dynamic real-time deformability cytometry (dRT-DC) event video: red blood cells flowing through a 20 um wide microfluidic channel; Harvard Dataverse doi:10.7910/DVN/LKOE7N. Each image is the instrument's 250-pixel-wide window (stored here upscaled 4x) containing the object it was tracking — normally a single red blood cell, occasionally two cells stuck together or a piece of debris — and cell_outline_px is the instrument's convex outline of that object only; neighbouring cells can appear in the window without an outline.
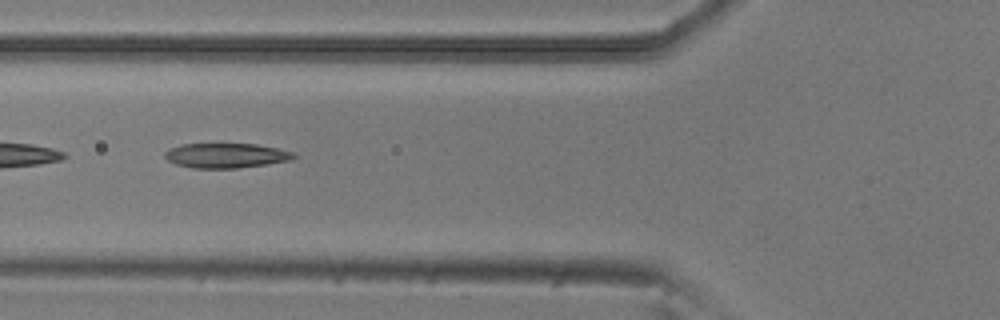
{"species": "common noctule bat (a hibernating species)", "species_latin": "Nyctalus noctula", "temperature_condition": "room temperature", "stored_images_in_passage": 9, "camera_frame_rate_fps": 3000, "um_per_image_px": 0.085, "animal": {"sex": "male", "body_mass_g": 20.5, "forearm_length_mm": 52.5}, "frame": {"image": 1, "passage_image": 6, "time_ms": 1.667, "image_size_px": [1000, 320], "cell_outline_px": [[296, 156], [292, 160], [236, 168], [192, 168], [176, 164], [168, 160], [164, 156], [164, 152], [168, 148], [180, 144], [256, 144], [276, 148], [292, 152]], "centroid_in_image_um": [19.16, 13.21], "position_along_channel_um": 106.6, "area_um2": 18.5}}
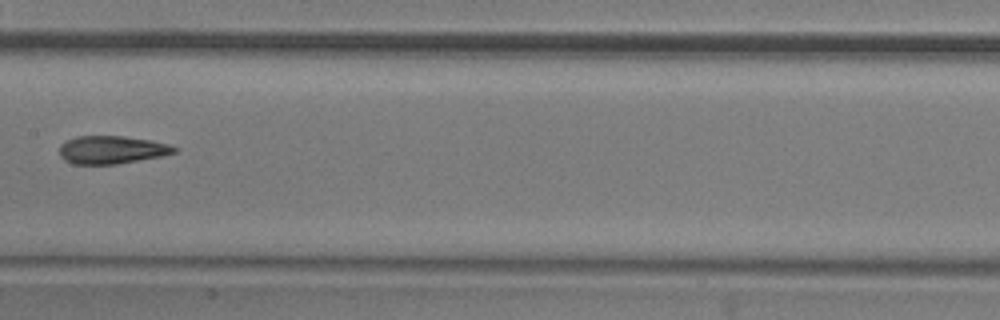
{"frame": {"image": 2, "passage_image": 8, "time_ms": 2.333, "image_size_px": [1000, 320], "cell_outline_px": [[176, 152], [160, 156], [116, 164], [72, 164], [64, 160], [60, 156], [60, 144], [76, 136], [124, 136], [152, 140], [168, 144], [176, 148]], "centroid_in_image_um": [9.46, 12.73], "position_along_channel_um": 197.9, "area_um2": 18.61}}
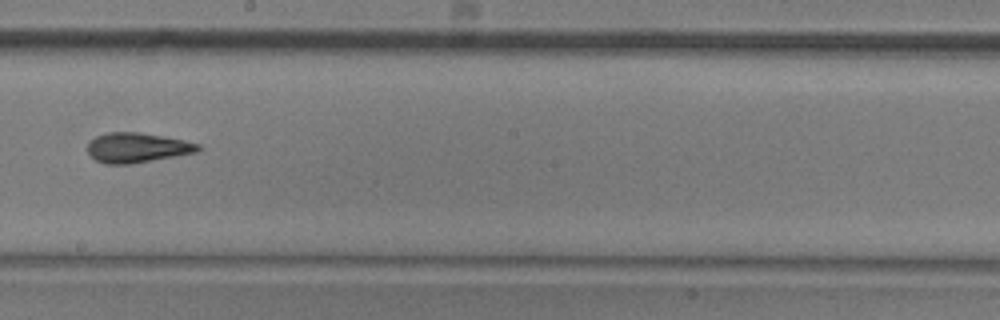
{"frame": {"image": 3, "passage_image": 9, "time_ms": 2.667, "image_size_px": [1000, 320], "cell_outline_px": [[200, 148], [196, 152], [132, 164], [108, 164], [96, 160], [88, 152], [88, 144], [96, 136], [108, 132], [140, 132], [184, 140], [200, 144]], "centroid_in_image_um": [11.65, 12.55], "position_along_channel_um": 236.5, "area_um2": 19.02}}